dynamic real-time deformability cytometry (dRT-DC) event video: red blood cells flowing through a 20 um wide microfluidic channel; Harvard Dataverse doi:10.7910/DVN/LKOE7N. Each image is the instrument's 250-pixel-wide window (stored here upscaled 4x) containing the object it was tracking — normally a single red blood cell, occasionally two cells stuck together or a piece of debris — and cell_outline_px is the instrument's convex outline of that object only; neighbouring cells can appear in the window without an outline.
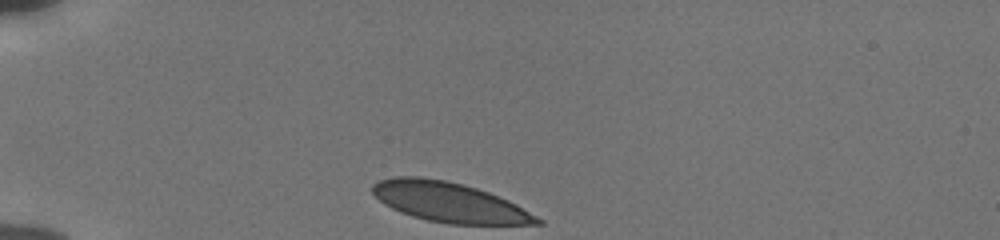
{"species": "human", "species_latin": "Homo sapiens", "temperature_condition": "cold", "stored_images_in_passage": 33, "camera_frame_rate_fps": 3000, "um_per_image_px": 0.085, "donor": {"sex": "male"}, "frame": {"image": 1, "passage_image": 1, "time_ms": 0.0, "image_size_px": [1000, 240], "cell_outline_px": [[544, 224], [448, 224], [428, 220], [412, 216], [400, 212], [384, 204], [372, 192], [372, 184], [380, 180], [396, 176], [420, 176], [444, 180], [464, 184], [488, 192], [508, 200], [516, 204], [544, 220]], "centroid_in_image_um": [38.19, 17.18], "position_along_channel_um": 46.8, "area_um2": 38.15}}
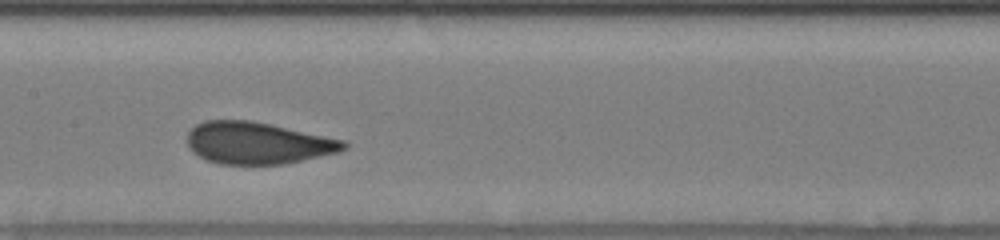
{"frame": {"image": 2, "passage_image": 15, "time_ms": 4.667, "image_size_px": [1000, 240], "cell_outline_px": [[348, 144], [344, 148], [336, 152], [320, 156], [284, 164], [220, 164], [208, 160], [192, 152], [188, 144], [188, 132], [196, 124], [204, 120], [252, 120], [344, 140]], "centroid_in_image_um": [21.87, 12.15], "position_along_channel_um": 185.5, "area_um2": 37.92}}
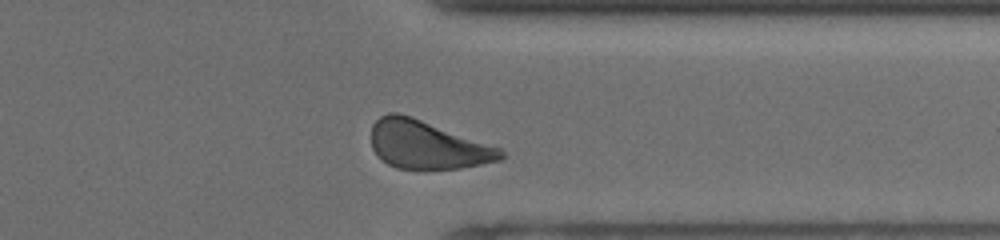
{"frame": {"image": 3, "passage_image": 30, "time_ms": 9.667, "image_size_px": [1000, 240], "cell_outline_px": [[504, 156], [500, 160], [460, 168], [396, 168], [380, 160], [376, 156], [372, 148], [372, 124], [380, 116], [388, 112], [396, 112], [412, 116], [500, 148], [504, 152]], "centroid_in_image_um": [36.27, 12.3], "position_along_channel_um": 375.1, "area_um2": 36.13}, "authors_computed_cell_mechanics": {"area_um2": 37.9168, "velocity_mm_per_s": 3.7881, "shape_relaxation_time_tau1_ms": 3.2012, "shape_relaxation_time_tau2_ms": null, "deformation_change_tau1": 0.1011, "deformation_change_tau2": null}}